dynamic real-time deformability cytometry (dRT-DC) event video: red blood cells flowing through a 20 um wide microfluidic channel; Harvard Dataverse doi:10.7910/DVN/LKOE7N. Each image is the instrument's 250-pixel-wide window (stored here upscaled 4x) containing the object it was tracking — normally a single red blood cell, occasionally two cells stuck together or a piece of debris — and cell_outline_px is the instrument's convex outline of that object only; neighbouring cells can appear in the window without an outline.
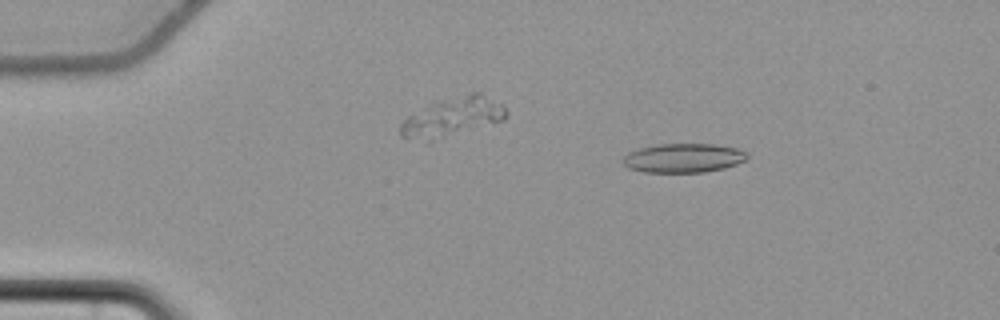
{"species": "common noctule bat (a hibernating species)", "species_latin": "Nyctalus noctula", "temperature_condition": "cold", "stored_images_in_passage": 57, "camera_frame_rate_fps": 3000, "um_per_image_px": 0.085, "animal": {"sex": "female", "body_mass_g": 22.7, "forearm_length_mm": 54.2}, "frame": {"image": 1, "passage_image": 10, "time_ms": 3.0, "image_size_px": [1000, 320], "cell_outline_px": [[748, 156], [744, 160], [736, 164], [724, 168], [704, 172], [644, 172], [628, 168], [624, 164], [624, 156], [628, 152], [640, 148], [656, 144], [712, 144], [736, 148], [748, 152]], "centroid_in_image_um": [58.09, 13.43], "position_along_channel_um": 26.9, "area_um2": 20.98}}
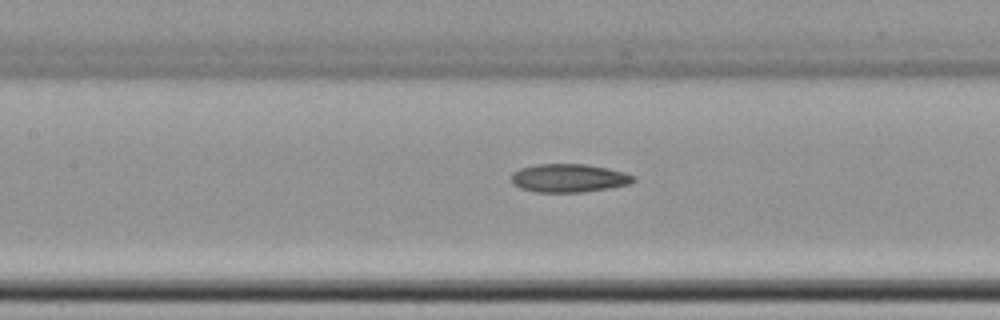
{"frame": {"image": 2, "passage_image": 27, "time_ms": 8.667, "image_size_px": [1000, 320], "cell_outline_px": [[636, 180], [628, 184], [608, 188], [584, 192], [536, 192], [520, 188], [512, 184], [512, 172], [520, 168], [536, 164], [584, 164], [608, 168], [624, 172], [636, 176]], "centroid_in_image_um": [48.34, 15.13], "position_along_channel_um": 159.1, "area_um2": 20.23}}
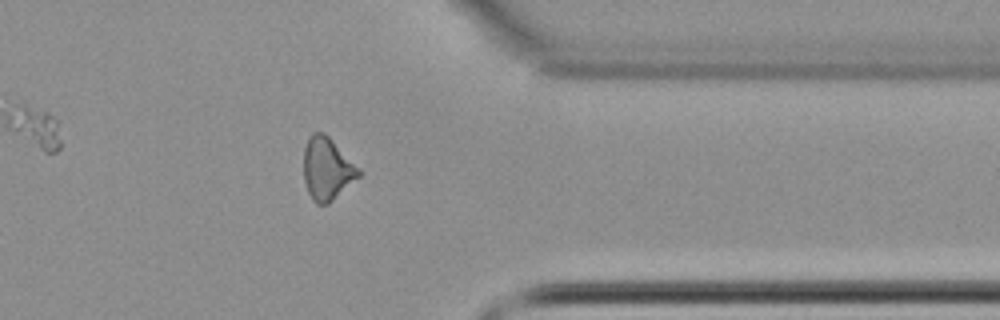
{"frame": {"image": 3, "passage_image": 46, "time_ms": 15.0, "image_size_px": [1000, 320], "cell_outline_px": [[360, 176], [328, 204], [316, 204], [312, 200], [308, 192], [304, 180], [304, 148], [308, 136], [312, 132], [324, 132], [360, 168]], "centroid_in_image_um": [27.79, 14.34], "position_along_channel_um": 383.6, "area_um2": 20.06}, "authors_computed_cell_mechanics": {"area_um2": 20.2878, "velocity_mm_per_s": 3.6929, "shape_relaxation_time_tau1_ms": null, "shape_relaxation_time_tau2_ms": 8.0478, "deformation_change_tau1": null, "deformation_change_tau2": 0.1799}}